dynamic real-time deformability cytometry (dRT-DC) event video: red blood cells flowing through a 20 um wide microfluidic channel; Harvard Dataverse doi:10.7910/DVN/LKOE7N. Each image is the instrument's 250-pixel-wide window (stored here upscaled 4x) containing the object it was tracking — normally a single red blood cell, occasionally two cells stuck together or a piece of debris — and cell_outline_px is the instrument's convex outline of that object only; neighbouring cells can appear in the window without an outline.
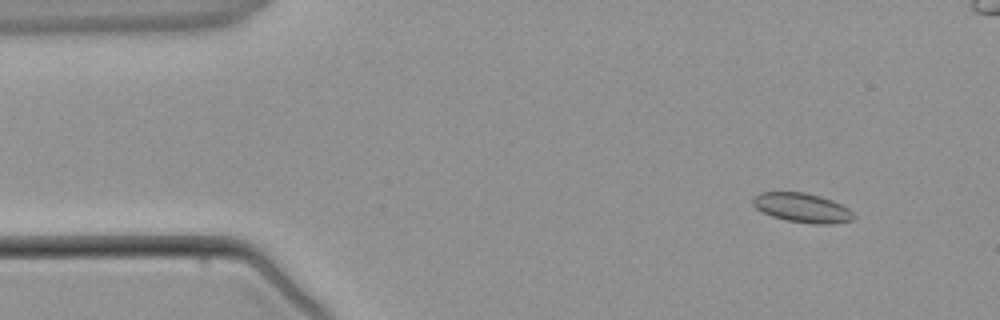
{"species": "common noctule bat (a hibernating species)", "species_latin": "Nyctalus noctula", "temperature_condition": "warm", "stored_images_in_passage": 5, "camera_frame_rate_fps": 3000, "um_per_image_px": 0.085, "animal": {"sex": "male", "body_mass_g": 21.5, "forearm_length_mm": 52.0}, "frame": {"image": 1, "passage_image": 2, "time_ms": 1.0, "image_size_px": [1000, 320], "cell_outline_px": [[856, 216], [852, 220], [832, 224], [812, 224], [788, 220], [772, 216], [756, 208], [752, 204], [752, 196], [760, 192], [804, 192], [820, 196], [832, 200], [848, 208]], "centroid_in_image_um": [68.18, 17.65], "position_along_channel_um": 16.8, "area_um2": 17.22}}